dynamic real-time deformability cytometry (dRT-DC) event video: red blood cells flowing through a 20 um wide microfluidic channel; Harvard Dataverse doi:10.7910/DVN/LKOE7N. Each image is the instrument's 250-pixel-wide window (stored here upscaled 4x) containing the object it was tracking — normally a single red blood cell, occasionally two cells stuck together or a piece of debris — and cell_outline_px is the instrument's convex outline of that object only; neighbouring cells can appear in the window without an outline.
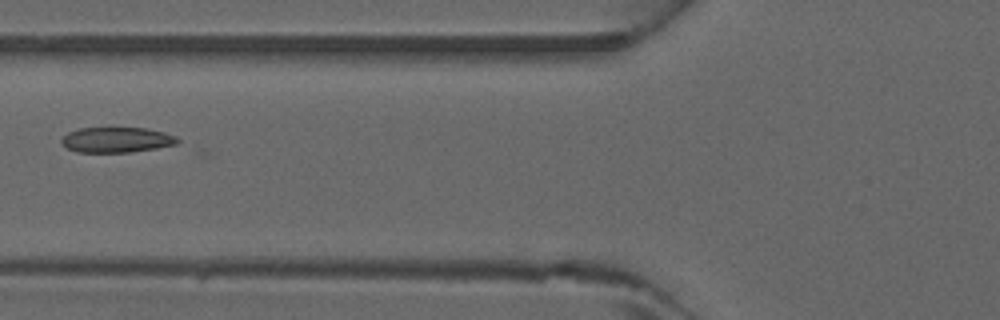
{"species": "common noctule bat (a hibernating species)", "species_latin": "Nyctalus noctula", "temperature_condition": "warm", "stored_images_in_passage": 6, "camera_frame_rate_fps": 3000, "um_per_image_px": 0.085, "animal": {"sex": "male", "forearm_length_mm": 52.5}, "frame": {"image": 1, "passage_image": 6, "time_ms": 1.667, "image_size_px": [1000, 320], "cell_outline_px": [[180, 140], [176, 144], [156, 148], [128, 152], [76, 152], [68, 148], [60, 140], [68, 132], [80, 128], [108, 124], [112, 124], [148, 128], [164, 132], [176, 136]], "centroid_in_image_um": [9.91, 11.81], "position_along_channel_um": 115.9, "area_um2": 18.03}}